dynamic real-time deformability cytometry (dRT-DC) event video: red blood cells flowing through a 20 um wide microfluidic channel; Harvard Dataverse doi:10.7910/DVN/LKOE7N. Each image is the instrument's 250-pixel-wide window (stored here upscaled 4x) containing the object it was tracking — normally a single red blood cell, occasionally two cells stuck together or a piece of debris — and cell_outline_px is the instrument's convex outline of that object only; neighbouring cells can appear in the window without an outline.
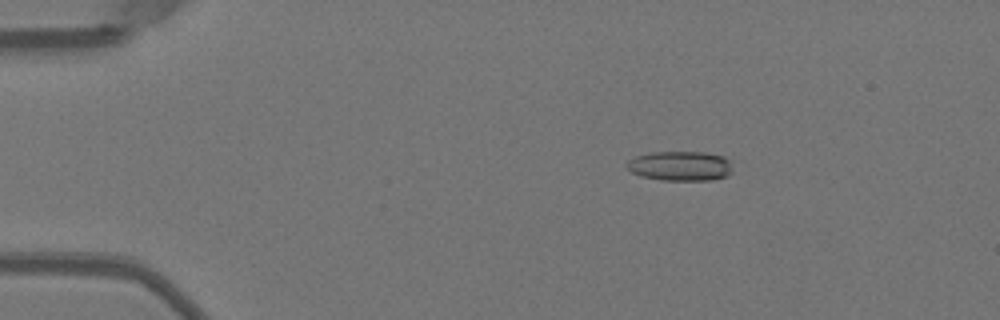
{"species": "Egyptian fruit bat (a non-hibernating species)", "species_latin": "Rousettus aegyptiacus", "temperature_condition": "warm", "stored_images_in_passage": 43, "camera_frame_rate_fps": 3000, "um_per_image_px": 0.085, "animal": {"sex": "female"}, "frame": {"image": 1, "passage_image": 1, "time_ms": 0.0, "image_size_px": [1000, 320], "cell_outline_px": [[732, 172], [728, 176], [712, 180], [664, 180], [640, 176], [632, 172], [624, 164], [628, 160], [636, 156], [652, 152], [704, 152], [724, 156], [732, 160]], "centroid_in_image_um": [57.87, 14.1], "position_along_channel_um": 27.1, "area_um2": 18.55}}
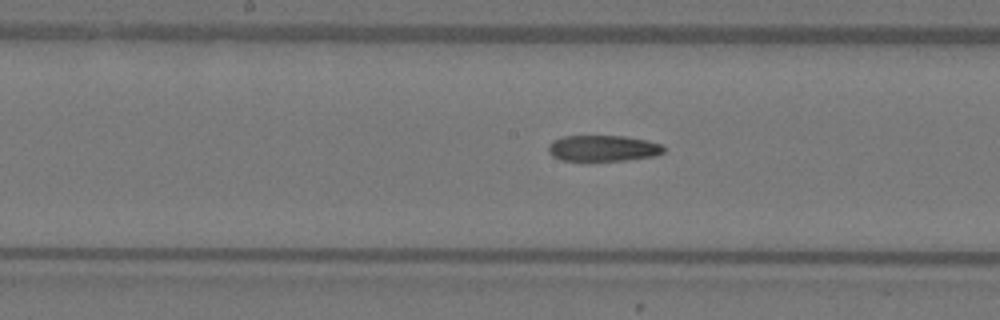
{"frame": {"image": 2, "passage_image": 19, "time_ms": 6.0, "image_size_px": [1000, 320], "cell_outline_px": [[664, 152], [656, 156], [624, 160], [560, 160], [552, 156], [548, 152], [548, 144], [552, 140], [564, 136], [624, 136], [648, 140], [660, 144], [664, 148]], "centroid_in_image_um": [51.24, 12.59], "position_along_channel_um": 197.0, "area_um2": 17.51}}
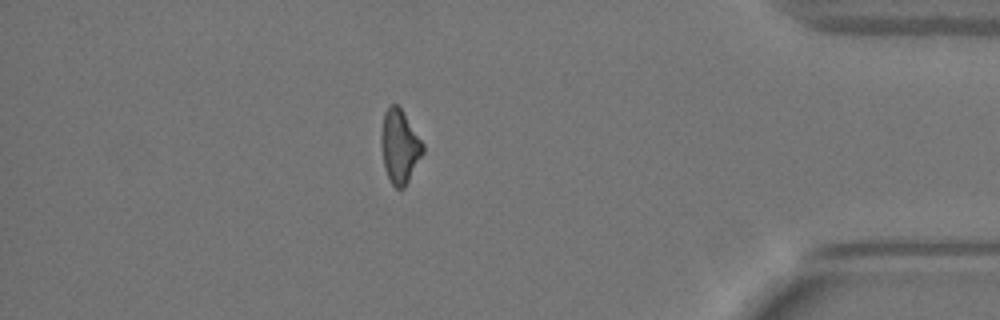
{"frame": {"image": 3, "passage_image": 37, "time_ms": 12.0, "image_size_px": [1000, 320], "cell_outline_px": [[424, 152], [404, 188], [396, 188], [392, 184], [384, 168], [380, 144], [380, 136], [384, 112], [392, 104], [396, 104], [400, 108], [424, 144]], "centroid_in_image_um": [33.95, 12.46], "position_along_channel_um": 401.2, "area_um2": 17.74}}